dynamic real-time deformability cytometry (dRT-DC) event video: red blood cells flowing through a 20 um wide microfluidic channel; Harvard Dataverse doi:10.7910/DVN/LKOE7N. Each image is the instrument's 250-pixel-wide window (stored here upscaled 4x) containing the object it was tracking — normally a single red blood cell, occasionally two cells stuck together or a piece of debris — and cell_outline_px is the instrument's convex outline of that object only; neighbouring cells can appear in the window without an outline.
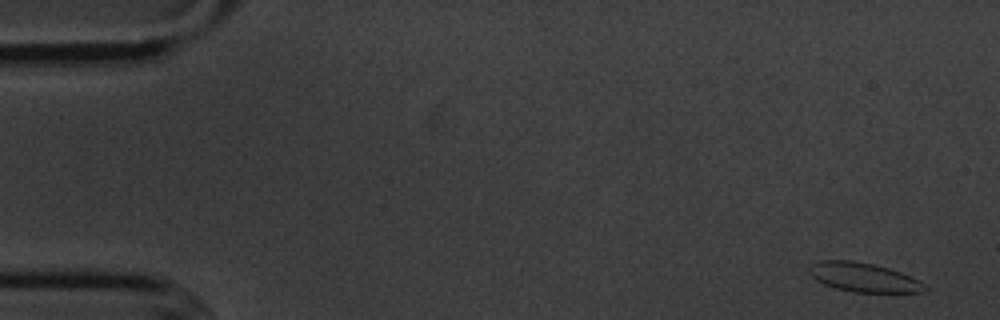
{"species": "common noctule bat (a hibernating species)", "species_latin": "Nyctalus noctula", "temperature_condition": "cold", "stored_images_in_passage": 54, "camera_frame_rate_fps": 3000, "um_per_image_px": 0.085, "animal": {"sex": "male", "body_mass_g": 20.1, "forearm_length_mm": 53.5}, "frame": {"image": 1, "passage_image": 1, "time_ms": 0.0, "image_size_px": [1000, 320], "cell_outline_px": [[928, 288], [924, 292], [852, 292], [836, 288], [824, 284], [816, 280], [808, 272], [808, 268], [812, 264], [820, 260], [852, 260], [872, 264], [888, 268], [900, 272], [924, 284]], "centroid_in_image_um": [73.36, 23.57], "position_along_channel_um": 11.6, "area_um2": 19.42}}
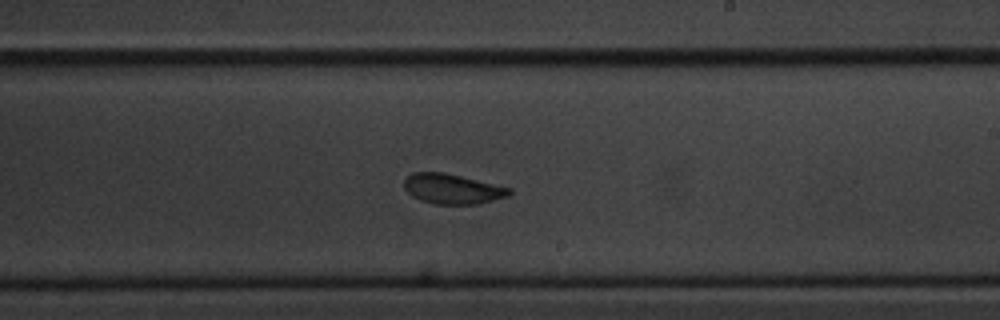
{"frame": {"image": 2, "passage_image": 31, "time_ms": 10.0, "image_size_px": [1000, 320], "cell_outline_px": [[512, 192], [508, 196], [476, 204], [436, 204], [420, 200], [412, 196], [404, 188], [404, 180], [412, 172], [444, 172], [512, 188]], "centroid_in_image_um": [38.44, 16.05], "position_along_channel_um": 250.6, "area_um2": 18.32}}
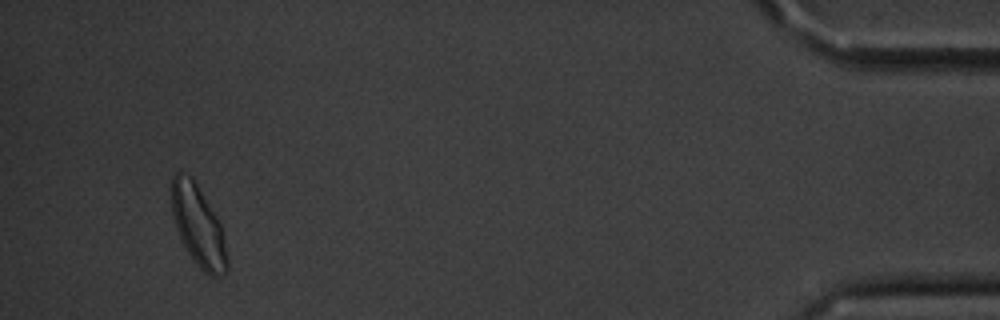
{"frame": {"image": 3, "passage_image": 51, "time_ms": 16.667, "image_size_px": [1000, 320], "cell_outline_px": [[228, 272], [220, 276], [208, 276], [196, 264], [180, 240], [176, 228], [172, 212], [172, 176], [176, 172], [180, 172], [192, 176], [220, 224], [228, 256]], "centroid_in_image_um": [16.85, 19.24], "position_along_channel_um": 418.3, "area_um2": 26.01}, "authors_computed_cell_mechanics": {"area_um2": 19.652, "velocity_mm_per_s": 3.5886, "shape_relaxation_time_tau1_ms": 4.1966, "shape_relaxation_time_tau2_ms": 0.8545, "deformation_change_tau1": 0.0803, "deformation_change_tau2": 0.036}}